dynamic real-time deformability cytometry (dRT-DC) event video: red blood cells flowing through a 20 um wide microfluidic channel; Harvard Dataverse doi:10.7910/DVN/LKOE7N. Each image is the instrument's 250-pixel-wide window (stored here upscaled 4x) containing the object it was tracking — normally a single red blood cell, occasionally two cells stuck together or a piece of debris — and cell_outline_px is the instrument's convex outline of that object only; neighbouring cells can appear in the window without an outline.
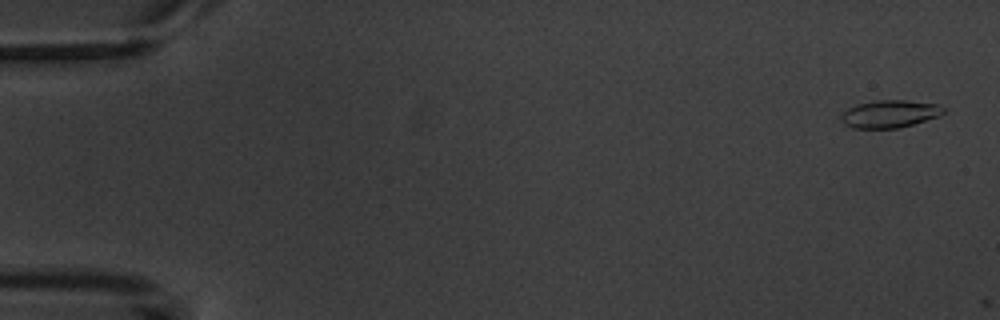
{"species": "common noctule bat (a hibernating species)", "species_latin": "Nyctalus noctula", "temperature_condition": "warm", "stored_images_in_passage": 2, "camera_frame_rate_fps": 3000, "um_per_image_px": 0.085, "animal": {"sex": "male", "body_mass_g": 20.1, "forearm_length_mm": 53.5}, "frame": {"image": 1, "passage_image": 1, "time_ms": 0.0, "image_size_px": [1000, 320], "cell_outline_px": [[944, 112], [940, 116], [900, 128], [852, 128], [844, 124], [840, 116], [848, 108], [856, 104], [876, 100], [904, 100], [940, 104], [944, 108]], "centroid_in_image_um": [75.64, 9.68], "position_along_channel_um": 9.4, "area_um2": 16.53}}